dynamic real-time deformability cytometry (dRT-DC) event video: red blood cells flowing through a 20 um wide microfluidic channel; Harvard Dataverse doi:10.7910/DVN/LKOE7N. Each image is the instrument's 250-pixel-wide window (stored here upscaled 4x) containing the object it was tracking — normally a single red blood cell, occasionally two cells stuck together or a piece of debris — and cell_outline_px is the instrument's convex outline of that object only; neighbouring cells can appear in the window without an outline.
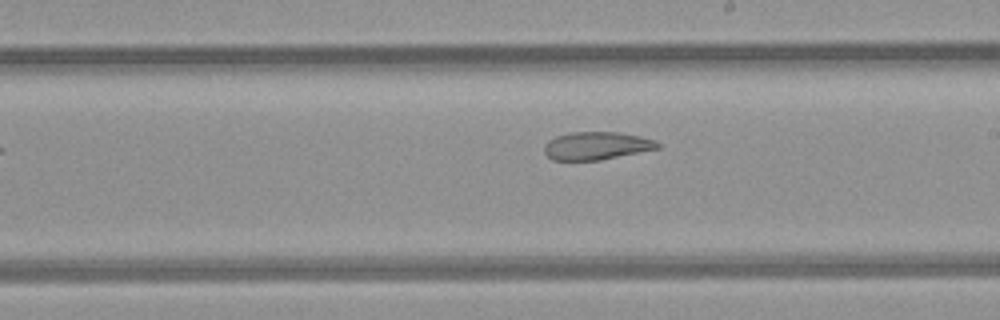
{"species": "common noctule bat (a hibernating species)", "species_latin": "Nyctalus noctula", "temperature_condition": "room temperature", "stored_images_in_passage": 8, "camera_frame_rate_fps": 3000, "um_per_image_px": 0.085, "animal": {"sex": "female", "body_mass_g": 21.9}, "frame": {"image": 1, "passage_image": 8, "time_ms": 9.0, "image_size_px": [1000, 320], "cell_outline_px": [[660, 148], [600, 160], [552, 160], [544, 152], [544, 144], [548, 140], [556, 136], [568, 132], [620, 132], [640, 136], [656, 140], [660, 144]], "centroid_in_image_um": [50.7, 12.38], "position_along_channel_um": 238.3, "area_um2": 18.55}}